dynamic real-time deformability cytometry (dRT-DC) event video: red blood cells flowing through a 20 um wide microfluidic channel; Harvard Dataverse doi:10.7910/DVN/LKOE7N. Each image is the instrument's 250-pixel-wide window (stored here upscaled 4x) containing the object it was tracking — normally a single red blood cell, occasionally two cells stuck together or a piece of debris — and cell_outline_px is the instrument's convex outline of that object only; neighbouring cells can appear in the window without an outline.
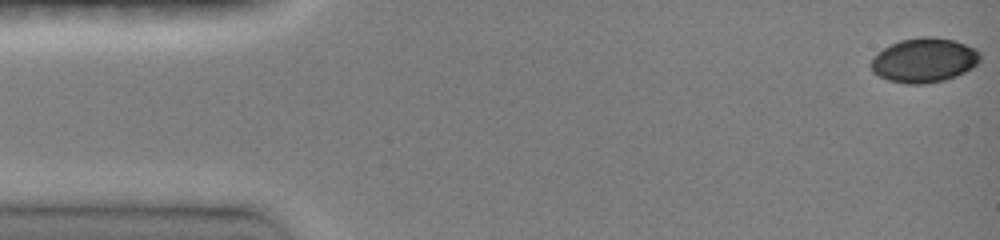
{"species": "common noctule bat (a hibernating species)", "species_latin": "Nyctalus noctula", "temperature_condition": "room temperature", "stored_images_in_passage": 17, "camera_frame_rate_fps": 3000, "um_per_image_px": 0.085, "animal": {"sex": "female", "body_mass_g": 19.0, "forearm_length_mm": 51.5}, "frame": {"image": 1, "passage_image": 1, "time_ms": 0.0, "image_size_px": [1000, 240], "cell_outline_px": [[980, 60], [972, 68], [956, 76], [944, 80], [920, 84], [904, 84], [888, 80], [872, 72], [868, 64], [884, 48], [900, 40], [924, 36], [932, 36], [952, 40], [976, 48], [980, 52]], "centroid_in_image_um": [78.55, 5.12], "position_along_channel_um": 6.5, "area_um2": 28.15}}
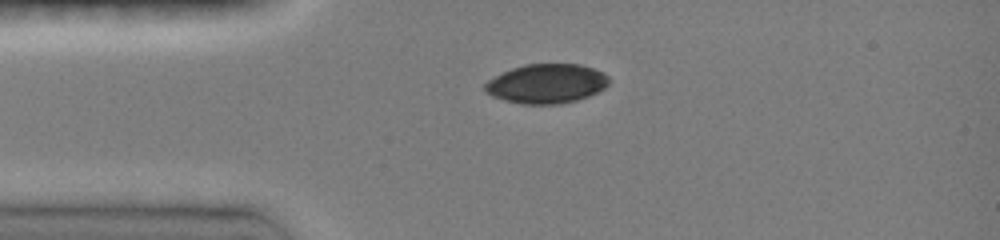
{"frame": {"image": 2, "passage_image": 10, "time_ms": 3.333, "image_size_px": [1000, 240], "cell_outline_px": [[608, 84], [604, 88], [588, 96], [576, 100], [560, 104], [520, 104], [504, 100], [492, 96], [484, 92], [484, 84], [488, 80], [512, 68], [524, 64], [580, 64], [604, 72], [608, 76]], "centroid_in_image_um": [46.44, 7.11], "position_along_channel_um": 38.6, "area_um2": 28.44}}
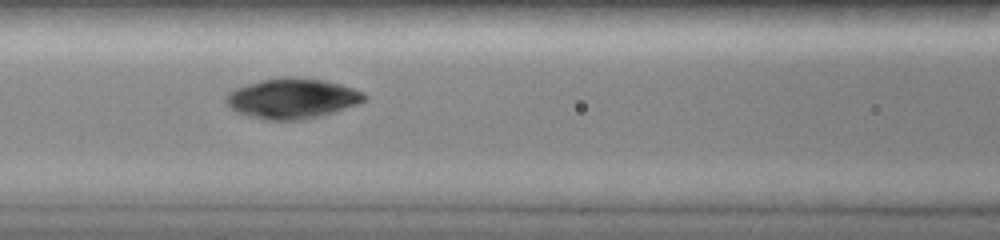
{"frame": {"image": 3, "passage_image": 17, "time_ms": 6.333, "image_size_px": [1000, 240], "cell_outline_px": [[368, 100], [320, 116], [304, 120], [264, 120], [248, 116], [236, 112], [228, 108], [224, 100], [224, 96], [228, 92], [236, 88], [248, 84], [280, 76], [296, 76], [324, 80], [340, 84], [364, 92], [368, 96]], "centroid_in_image_um": [24.8, 8.37], "position_along_channel_um": 141.8, "area_um2": 32.77}}